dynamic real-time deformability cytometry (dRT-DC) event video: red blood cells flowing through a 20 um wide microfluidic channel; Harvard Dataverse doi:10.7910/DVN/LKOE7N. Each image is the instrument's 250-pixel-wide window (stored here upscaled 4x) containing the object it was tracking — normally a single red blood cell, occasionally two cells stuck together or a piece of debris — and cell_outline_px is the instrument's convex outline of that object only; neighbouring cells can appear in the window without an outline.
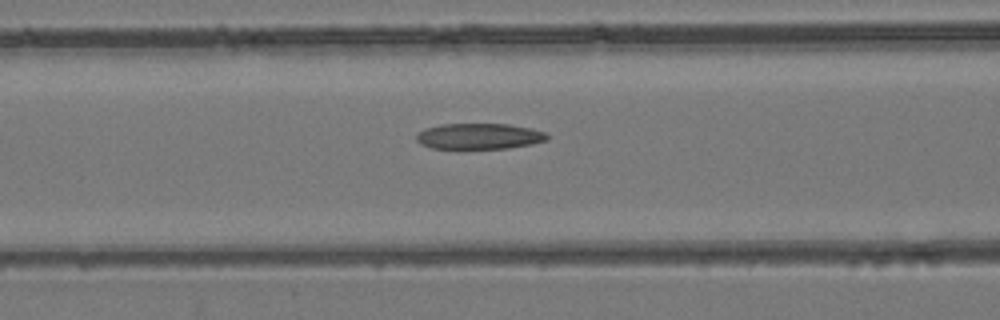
{"species": "common noctule bat (a hibernating species)", "species_latin": "Nyctalus noctula", "temperature_condition": "room temperature", "stored_images_in_passage": 31, "camera_frame_rate_fps": 3000, "um_per_image_px": 0.085, "animal": {"sex": "female", "body_mass_g": 24.6, "forearm_length_mm": 56.2}, "frame": {"image": 1, "passage_image": 7, "time_ms": 2.0, "image_size_px": [1000, 320], "cell_outline_px": [[548, 140], [532, 144], [508, 148], [432, 148], [420, 144], [416, 140], [416, 136], [424, 128], [440, 124], [508, 124], [532, 128], [544, 132], [548, 136]], "centroid_in_image_um": [40.73, 11.57], "position_along_channel_um": 125.9, "area_um2": 19.65}}
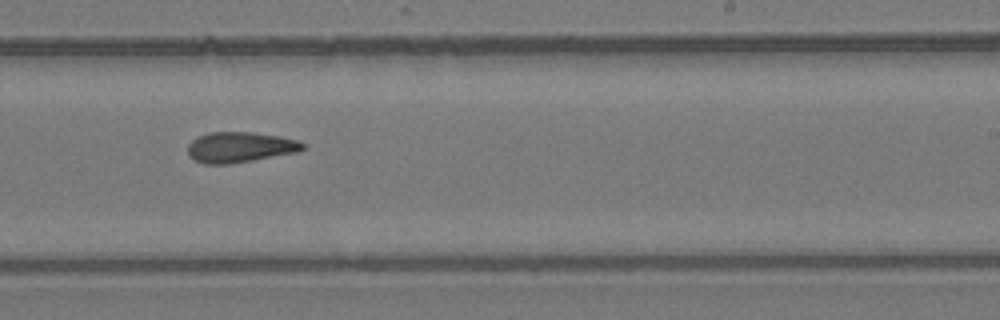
{"frame": {"image": 2, "passage_image": 17, "time_ms": 5.333, "image_size_px": [1000, 320], "cell_outline_px": [[304, 148], [296, 152], [252, 160], [228, 164], [204, 164], [188, 156], [188, 144], [192, 140], [208, 132], [252, 132], [280, 136], [300, 140], [304, 144]], "centroid_in_image_um": [20.38, 12.5], "position_along_channel_um": 268.6, "area_um2": 20.35}}
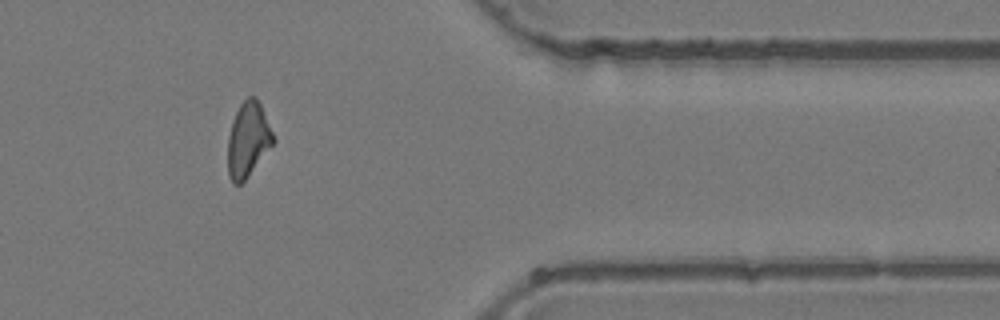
{"frame": {"image": 3, "passage_image": 27, "time_ms": 8.667, "image_size_px": [1000, 320], "cell_outline_px": [[276, 140], [244, 180], [240, 184], [232, 184], [228, 176], [228, 136], [232, 120], [240, 104], [248, 96], [256, 96], [260, 104]], "centroid_in_image_um": [21.06, 11.86], "position_along_channel_um": 390.3, "area_um2": 19.59}}